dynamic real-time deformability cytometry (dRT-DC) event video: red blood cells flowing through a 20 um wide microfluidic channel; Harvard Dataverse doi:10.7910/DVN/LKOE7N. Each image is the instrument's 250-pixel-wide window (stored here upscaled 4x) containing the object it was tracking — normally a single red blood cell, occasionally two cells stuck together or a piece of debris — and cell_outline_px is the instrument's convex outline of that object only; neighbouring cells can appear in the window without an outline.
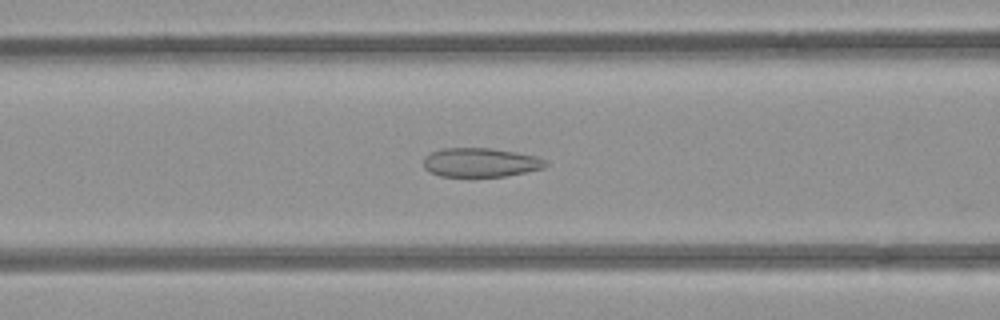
{"species": "common noctule bat (a hibernating species)", "species_latin": "Nyctalus noctula", "temperature_condition": "room temperature", "stored_images_in_passage": 52, "camera_frame_rate_fps": 3000, "um_per_image_px": 0.085, "animal": {"sex": "female", "body_mass_g": 21.9}, "frame": {"image": 1, "passage_image": 21, "time_ms": 6.667, "image_size_px": [1000, 320], "cell_outline_px": [[548, 164], [544, 168], [504, 176], [440, 176], [428, 172], [424, 168], [424, 156], [432, 152], [444, 148], [492, 148], [516, 152], [536, 156], [548, 160]], "centroid_in_image_um": [40.85, 13.8], "position_along_channel_um": 125.8, "area_um2": 20.69}}
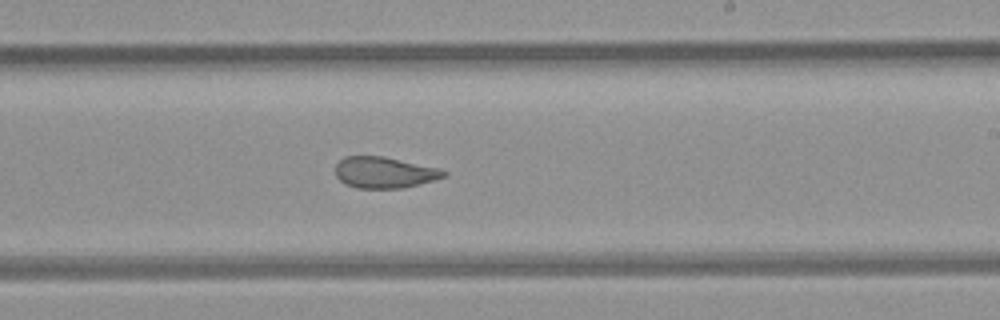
{"frame": {"image": 2, "passage_image": 31, "time_ms": 10.0, "image_size_px": [1000, 320], "cell_outline_px": [[448, 176], [404, 188], [356, 188], [344, 184], [336, 176], [336, 164], [344, 156], [384, 156], [440, 168], [448, 172]], "centroid_in_image_um": [32.69, 14.66], "position_along_channel_um": 256.3, "area_um2": 19.88}}
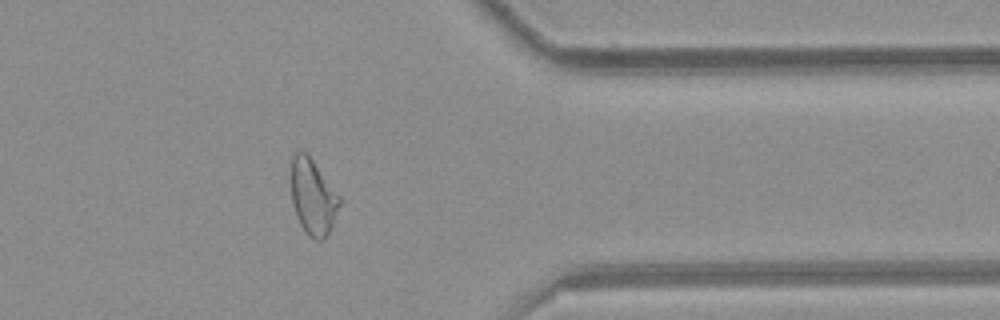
{"frame": {"image": 3, "passage_image": 42, "time_ms": 13.667, "image_size_px": [1000, 320], "cell_outline_px": [[340, 204], [332, 224], [324, 240], [316, 240], [308, 236], [304, 232], [300, 224], [292, 200], [292, 156], [296, 152], [304, 152], [312, 160], [340, 196]], "centroid_in_image_um": [26.6, 16.78], "position_along_channel_um": 384.8, "area_um2": 20.75}, "authors_computed_cell_mechanics": {"area_um2": 23.0911, "velocity_mm_per_s": 3.915, "shape_relaxation_time_tau1_ms": null, "shape_relaxation_time_tau2_ms": 1.7285, "deformation_change_tau1": null, "deformation_change_tau2": 0.0944}}